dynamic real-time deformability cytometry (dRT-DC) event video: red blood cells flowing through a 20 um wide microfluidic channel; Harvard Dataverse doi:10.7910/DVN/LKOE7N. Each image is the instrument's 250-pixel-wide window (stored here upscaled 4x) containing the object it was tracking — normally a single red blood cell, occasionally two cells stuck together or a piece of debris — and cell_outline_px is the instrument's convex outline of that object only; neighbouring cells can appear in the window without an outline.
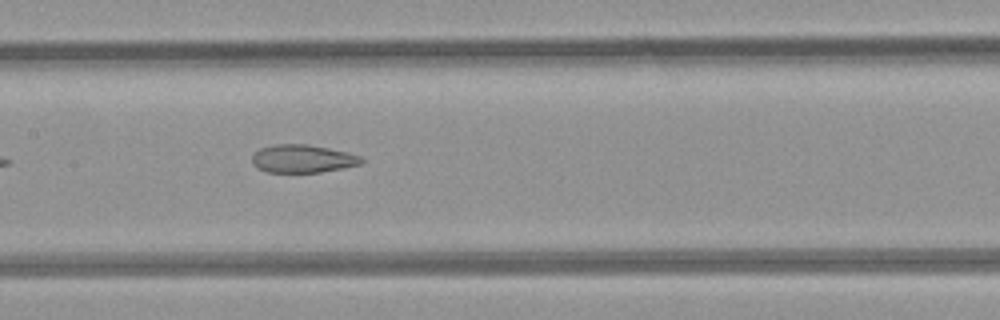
{"species": "common noctule bat (a hibernating species)", "species_latin": "Nyctalus noctula", "temperature_condition": "room temperature", "stored_images_in_passage": 9, "segment_of_instrument_passage": [1, 2], "camera_frame_rate_fps": 3000, "um_per_image_px": 0.085, "animal": {"sex": "female", "body_mass_g": 21.9}, "frame": {"image": 1, "passage_image": 8, "time_ms": 9.0, "image_size_px": [1000, 320], "cell_outline_px": [[364, 160], [360, 164], [320, 172], [268, 172], [252, 164], [252, 156], [260, 148], [276, 144], [308, 144], [348, 152], [360, 156]], "centroid_in_image_um": [25.72, 13.48], "position_along_channel_um": 181.7, "area_um2": 17.63}}